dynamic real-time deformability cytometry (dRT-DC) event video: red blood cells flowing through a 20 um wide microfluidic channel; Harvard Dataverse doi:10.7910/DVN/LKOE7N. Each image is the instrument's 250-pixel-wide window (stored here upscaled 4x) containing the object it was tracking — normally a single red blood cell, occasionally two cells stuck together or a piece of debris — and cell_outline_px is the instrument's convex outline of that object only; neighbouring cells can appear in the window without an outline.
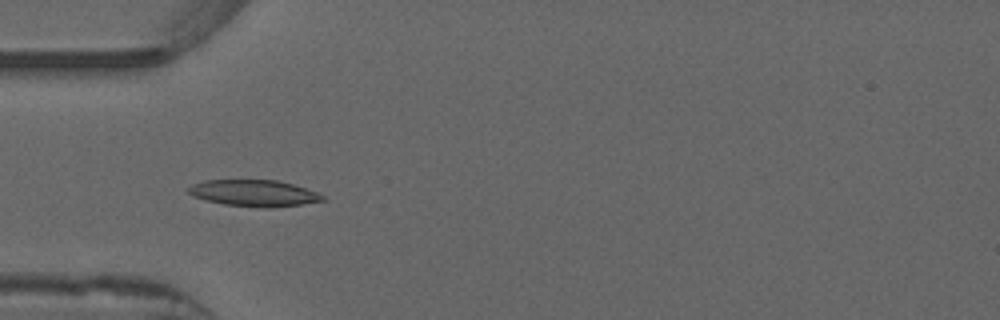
{"species": "common noctule bat (a hibernating species)", "species_latin": "Nyctalus noctula", "temperature_condition": "warm", "stored_images_in_passage": 52, "camera_frame_rate_fps": 3000, "um_per_image_px": 0.085, "animal": {"sex": "male", "forearm_length_mm": 52.5}, "frame": {"image": 1, "passage_image": 16, "time_ms": 5.0, "image_size_px": [1000, 320], "cell_outline_px": [[328, 200], [272, 208], [264, 208], [224, 204], [192, 196], [188, 192], [188, 188], [192, 184], [204, 180], [276, 180], [292, 184], [316, 192], [324, 196]], "centroid_in_image_um": [21.59, 16.42], "position_along_channel_um": 63.4, "area_um2": 20.58}}
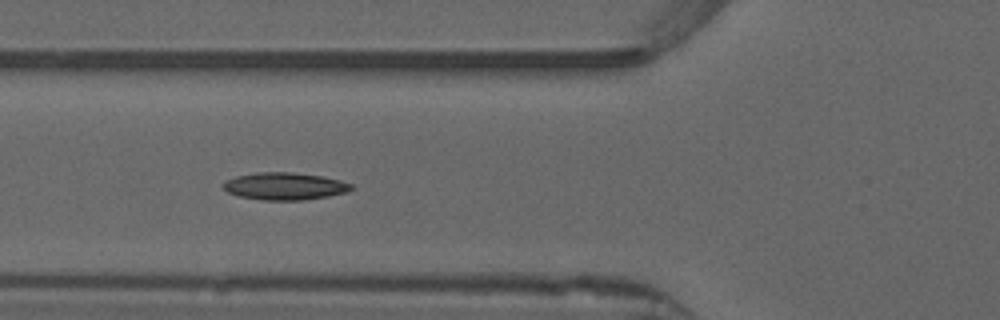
{"frame": {"image": 2, "passage_image": 19, "time_ms": 6.0, "image_size_px": [1000, 320], "cell_outline_px": [[356, 188], [348, 192], [328, 196], [304, 200], [260, 200], [240, 196], [228, 192], [220, 184], [236, 176], [256, 172], [292, 172], [320, 176], [340, 180], [352, 184]], "centroid_in_image_um": [24.22, 15.83], "position_along_channel_um": 101.6, "area_um2": 20.46}}
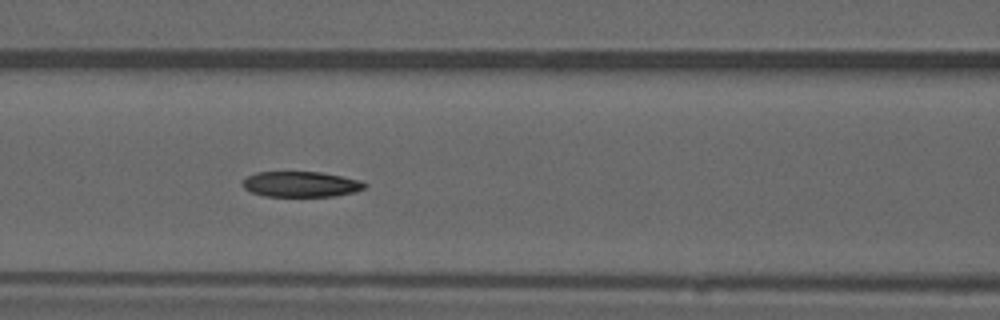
{"frame": {"image": 3, "passage_image": 22, "time_ms": 7.0, "image_size_px": [1000, 320], "cell_outline_px": [[368, 184], [364, 188], [356, 192], [336, 196], [264, 196], [252, 192], [244, 188], [240, 184], [248, 176], [256, 172], [320, 172], [360, 180]], "centroid_in_image_um": [25.58, 15.66], "position_along_channel_um": 141.0, "area_um2": 18.15}}